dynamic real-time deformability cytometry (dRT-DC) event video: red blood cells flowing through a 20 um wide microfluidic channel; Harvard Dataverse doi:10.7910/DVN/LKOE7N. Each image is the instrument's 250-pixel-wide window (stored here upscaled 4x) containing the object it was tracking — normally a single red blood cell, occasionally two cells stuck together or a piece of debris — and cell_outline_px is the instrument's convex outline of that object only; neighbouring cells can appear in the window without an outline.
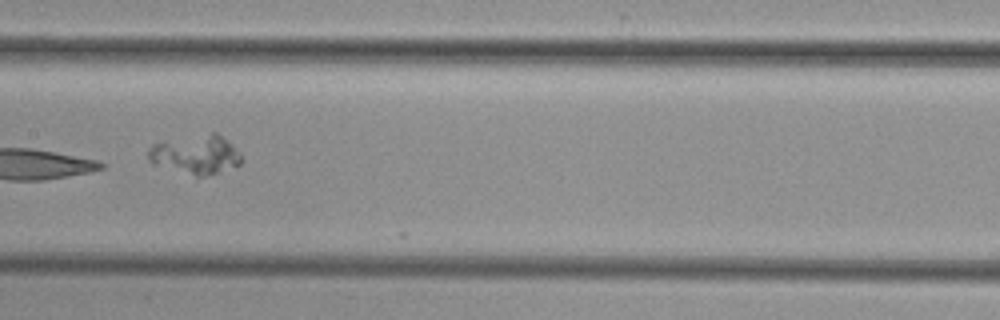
{"species": "common noctule bat (a hibernating species)", "species_latin": "Nyctalus noctula", "temperature_condition": "cold", "stored_images_in_passage": 9, "camera_frame_rate_fps": 3000, "um_per_image_px": 0.085, "animal": {"sex": "female", "body_mass_g": 29.2, "forearm_length_mm": 56.3}, "frame": {"image": 1, "passage_image": 7, "time_ms": 8.0, "image_size_px": [1000, 320], "cell_outline_px": [[240, 164], [204, 176], [196, 176], [152, 164], [148, 160], [148, 148], [152, 144], [212, 132], [216, 132], [228, 140], [240, 152]], "centroid_in_image_um": [16.62, 13.13], "position_along_channel_um": 190.8, "area_um2": 20.81}}
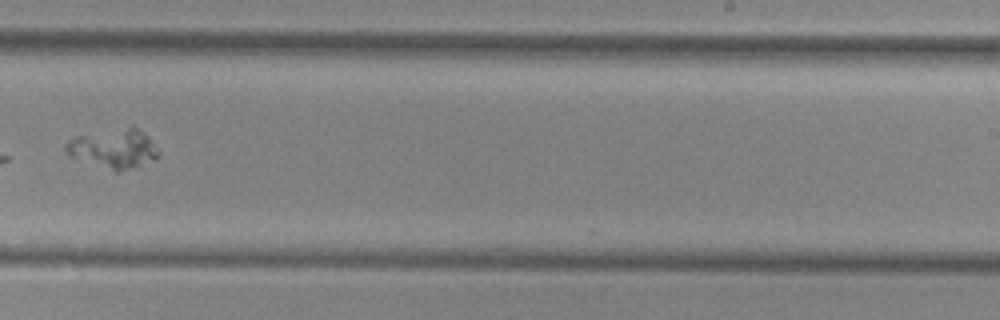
{"frame": {"image": 2, "passage_image": 9, "time_ms": 10.333, "image_size_px": [1000, 320], "cell_outline_px": [[160, 156], [120, 172], [116, 172], [68, 156], [64, 152], [64, 144], [72, 136], [132, 124], [148, 136], [160, 152]], "centroid_in_image_um": [9.59, 12.58], "position_along_channel_um": 279.4, "area_um2": 21.73}}